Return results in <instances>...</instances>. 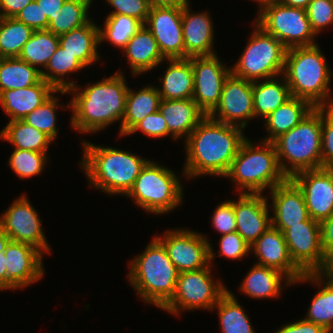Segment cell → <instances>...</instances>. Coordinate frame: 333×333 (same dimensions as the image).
<instances>
[{"instance_id": "6da1fadb", "label": "cell", "mask_w": 333, "mask_h": 333, "mask_svg": "<svg viewBox=\"0 0 333 333\" xmlns=\"http://www.w3.org/2000/svg\"><path fill=\"white\" fill-rule=\"evenodd\" d=\"M243 130L205 116L184 141V177L194 179L211 175L224 178L247 139Z\"/></svg>"}, {"instance_id": "7a4b0ae2", "label": "cell", "mask_w": 333, "mask_h": 333, "mask_svg": "<svg viewBox=\"0 0 333 333\" xmlns=\"http://www.w3.org/2000/svg\"><path fill=\"white\" fill-rule=\"evenodd\" d=\"M121 71L110 77L89 82L85 87L75 84L67 94H72L67 108L71 109L70 125L81 134H95L120 121L126 110V98L129 86Z\"/></svg>"}, {"instance_id": "3957f363", "label": "cell", "mask_w": 333, "mask_h": 333, "mask_svg": "<svg viewBox=\"0 0 333 333\" xmlns=\"http://www.w3.org/2000/svg\"><path fill=\"white\" fill-rule=\"evenodd\" d=\"M81 169L89 184L109 195H124L134 185L141 170L149 161L130 151L82 141Z\"/></svg>"}, {"instance_id": "277c9868", "label": "cell", "mask_w": 333, "mask_h": 333, "mask_svg": "<svg viewBox=\"0 0 333 333\" xmlns=\"http://www.w3.org/2000/svg\"><path fill=\"white\" fill-rule=\"evenodd\" d=\"M329 66L318 43L287 49L282 75L291 96L309 102L314 108L333 107Z\"/></svg>"}, {"instance_id": "5b68a950", "label": "cell", "mask_w": 333, "mask_h": 333, "mask_svg": "<svg viewBox=\"0 0 333 333\" xmlns=\"http://www.w3.org/2000/svg\"><path fill=\"white\" fill-rule=\"evenodd\" d=\"M145 247L144 252L128 261L127 279L144 303L162 309L175 293L179 271L155 236Z\"/></svg>"}, {"instance_id": "8992f818", "label": "cell", "mask_w": 333, "mask_h": 333, "mask_svg": "<svg viewBox=\"0 0 333 333\" xmlns=\"http://www.w3.org/2000/svg\"><path fill=\"white\" fill-rule=\"evenodd\" d=\"M256 144L247 138L224 176L236 185L237 193L264 194L287 179L273 142L260 140Z\"/></svg>"}, {"instance_id": "52a82bcc", "label": "cell", "mask_w": 333, "mask_h": 333, "mask_svg": "<svg viewBox=\"0 0 333 333\" xmlns=\"http://www.w3.org/2000/svg\"><path fill=\"white\" fill-rule=\"evenodd\" d=\"M273 144L279 167L287 178L305 170L322 168V108H313Z\"/></svg>"}, {"instance_id": "ba28073f", "label": "cell", "mask_w": 333, "mask_h": 333, "mask_svg": "<svg viewBox=\"0 0 333 333\" xmlns=\"http://www.w3.org/2000/svg\"><path fill=\"white\" fill-rule=\"evenodd\" d=\"M176 172L149 160L126 195L153 215H165L183 203V183Z\"/></svg>"}, {"instance_id": "9c48e42d", "label": "cell", "mask_w": 333, "mask_h": 333, "mask_svg": "<svg viewBox=\"0 0 333 333\" xmlns=\"http://www.w3.org/2000/svg\"><path fill=\"white\" fill-rule=\"evenodd\" d=\"M215 251L211 243L209 244L210 264L193 271L179 273L176 289L171 300L161 309L170 314L181 316V311H191L212 308L219 299L228 291V287L221 280L213 278L212 267L215 260Z\"/></svg>"}, {"instance_id": "30bf717a", "label": "cell", "mask_w": 333, "mask_h": 333, "mask_svg": "<svg viewBox=\"0 0 333 333\" xmlns=\"http://www.w3.org/2000/svg\"><path fill=\"white\" fill-rule=\"evenodd\" d=\"M252 24L255 29L247 40L241 57L231 68V73L250 82L281 76L287 48L254 22Z\"/></svg>"}, {"instance_id": "8fae6325", "label": "cell", "mask_w": 333, "mask_h": 333, "mask_svg": "<svg viewBox=\"0 0 333 333\" xmlns=\"http://www.w3.org/2000/svg\"><path fill=\"white\" fill-rule=\"evenodd\" d=\"M257 12L254 23L287 49L317 44L305 9L275 2Z\"/></svg>"}, {"instance_id": "7c38bea8", "label": "cell", "mask_w": 333, "mask_h": 333, "mask_svg": "<svg viewBox=\"0 0 333 333\" xmlns=\"http://www.w3.org/2000/svg\"><path fill=\"white\" fill-rule=\"evenodd\" d=\"M155 237L164 245L167 254L179 273L203 269L209 262L210 240L187 228L167 229L163 236Z\"/></svg>"}, {"instance_id": "4fadbf2b", "label": "cell", "mask_w": 333, "mask_h": 333, "mask_svg": "<svg viewBox=\"0 0 333 333\" xmlns=\"http://www.w3.org/2000/svg\"><path fill=\"white\" fill-rule=\"evenodd\" d=\"M39 217L26 194H22L0 216V228L12 241L29 244L43 254L50 253Z\"/></svg>"}, {"instance_id": "5bb4252c", "label": "cell", "mask_w": 333, "mask_h": 333, "mask_svg": "<svg viewBox=\"0 0 333 333\" xmlns=\"http://www.w3.org/2000/svg\"><path fill=\"white\" fill-rule=\"evenodd\" d=\"M283 235L292 261L304 273L323 271L327 257L321 245L320 222L309 217L304 222L290 225Z\"/></svg>"}, {"instance_id": "9a60e30c", "label": "cell", "mask_w": 333, "mask_h": 333, "mask_svg": "<svg viewBox=\"0 0 333 333\" xmlns=\"http://www.w3.org/2000/svg\"><path fill=\"white\" fill-rule=\"evenodd\" d=\"M220 60L217 54L190 58L194 79L192 99L206 116L218 105L224 81L231 73V67Z\"/></svg>"}, {"instance_id": "2e32d148", "label": "cell", "mask_w": 333, "mask_h": 333, "mask_svg": "<svg viewBox=\"0 0 333 333\" xmlns=\"http://www.w3.org/2000/svg\"><path fill=\"white\" fill-rule=\"evenodd\" d=\"M208 116L245 129L248 120L254 119L252 82L230 73L224 81L218 105Z\"/></svg>"}, {"instance_id": "e0dca14e", "label": "cell", "mask_w": 333, "mask_h": 333, "mask_svg": "<svg viewBox=\"0 0 333 333\" xmlns=\"http://www.w3.org/2000/svg\"><path fill=\"white\" fill-rule=\"evenodd\" d=\"M290 179L300 188L311 219L321 222L333 213V168L305 170Z\"/></svg>"}, {"instance_id": "ac0fdd59", "label": "cell", "mask_w": 333, "mask_h": 333, "mask_svg": "<svg viewBox=\"0 0 333 333\" xmlns=\"http://www.w3.org/2000/svg\"><path fill=\"white\" fill-rule=\"evenodd\" d=\"M182 8L151 7L145 22L165 59L184 58Z\"/></svg>"}, {"instance_id": "d6986e66", "label": "cell", "mask_w": 333, "mask_h": 333, "mask_svg": "<svg viewBox=\"0 0 333 333\" xmlns=\"http://www.w3.org/2000/svg\"><path fill=\"white\" fill-rule=\"evenodd\" d=\"M7 290L29 287L45 274L43 253L25 243L10 240L5 250Z\"/></svg>"}, {"instance_id": "ffe728a7", "label": "cell", "mask_w": 333, "mask_h": 333, "mask_svg": "<svg viewBox=\"0 0 333 333\" xmlns=\"http://www.w3.org/2000/svg\"><path fill=\"white\" fill-rule=\"evenodd\" d=\"M256 264L283 273L292 283L305 273L292 261L283 233L270 226L251 246Z\"/></svg>"}, {"instance_id": "44dd1931", "label": "cell", "mask_w": 333, "mask_h": 333, "mask_svg": "<svg viewBox=\"0 0 333 333\" xmlns=\"http://www.w3.org/2000/svg\"><path fill=\"white\" fill-rule=\"evenodd\" d=\"M238 194L234 200L236 232L251 246L271 226L269 201L265 194Z\"/></svg>"}, {"instance_id": "7402d4cb", "label": "cell", "mask_w": 333, "mask_h": 333, "mask_svg": "<svg viewBox=\"0 0 333 333\" xmlns=\"http://www.w3.org/2000/svg\"><path fill=\"white\" fill-rule=\"evenodd\" d=\"M272 210L271 226L282 233L290 227L309 218L307 206L300 188L287 178L269 191Z\"/></svg>"}, {"instance_id": "603a6c76", "label": "cell", "mask_w": 333, "mask_h": 333, "mask_svg": "<svg viewBox=\"0 0 333 333\" xmlns=\"http://www.w3.org/2000/svg\"><path fill=\"white\" fill-rule=\"evenodd\" d=\"M190 2L182 8L184 58L217 54L213 48L214 26L208 11L193 13Z\"/></svg>"}, {"instance_id": "cb8c5ba5", "label": "cell", "mask_w": 333, "mask_h": 333, "mask_svg": "<svg viewBox=\"0 0 333 333\" xmlns=\"http://www.w3.org/2000/svg\"><path fill=\"white\" fill-rule=\"evenodd\" d=\"M64 95L67 90H57L53 85L41 79L38 83L23 89L5 90L0 93V105L9 121L23 120L37 107H40L53 94Z\"/></svg>"}, {"instance_id": "d4e9b609", "label": "cell", "mask_w": 333, "mask_h": 333, "mask_svg": "<svg viewBox=\"0 0 333 333\" xmlns=\"http://www.w3.org/2000/svg\"><path fill=\"white\" fill-rule=\"evenodd\" d=\"M122 51L135 77L154 70L166 61L158 48L157 41L145 24L132 36Z\"/></svg>"}, {"instance_id": "484cf974", "label": "cell", "mask_w": 333, "mask_h": 333, "mask_svg": "<svg viewBox=\"0 0 333 333\" xmlns=\"http://www.w3.org/2000/svg\"><path fill=\"white\" fill-rule=\"evenodd\" d=\"M159 112L166 121L172 140H185L206 116L193 99H161Z\"/></svg>"}, {"instance_id": "4316f807", "label": "cell", "mask_w": 333, "mask_h": 333, "mask_svg": "<svg viewBox=\"0 0 333 333\" xmlns=\"http://www.w3.org/2000/svg\"><path fill=\"white\" fill-rule=\"evenodd\" d=\"M308 282L318 286V291L313 297L304 319L322 326L331 333L333 332V277L322 272L305 273L292 285Z\"/></svg>"}, {"instance_id": "83f0119b", "label": "cell", "mask_w": 333, "mask_h": 333, "mask_svg": "<svg viewBox=\"0 0 333 333\" xmlns=\"http://www.w3.org/2000/svg\"><path fill=\"white\" fill-rule=\"evenodd\" d=\"M290 285L292 282L283 273L255 263L242 280L239 291L254 299H275L284 286Z\"/></svg>"}, {"instance_id": "f1b7e54d", "label": "cell", "mask_w": 333, "mask_h": 333, "mask_svg": "<svg viewBox=\"0 0 333 333\" xmlns=\"http://www.w3.org/2000/svg\"><path fill=\"white\" fill-rule=\"evenodd\" d=\"M164 77H159L162 87H158L161 99L179 100L192 99L193 96V68L190 58L166 59Z\"/></svg>"}, {"instance_id": "f546056e", "label": "cell", "mask_w": 333, "mask_h": 333, "mask_svg": "<svg viewBox=\"0 0 333 333\" xmlns=\"http://www.w3.org/2000/svg\"><path fill=\"white\" fill-rule=\"evenodd\" d=\"M59 45L87 68L101 58L97 50L99 25L91 19L87 24L60 35Z\"/></svg>"}, {"instance_id": "4dcf8cb0", "label": "cell", "mask_w": 333, "mask_h": 333, "mask_svg": "<svg viewBox=\"0 0 333 333\" xmlns=\"http://www.w3.org/2000/svg\"><path fill=\"white\" fill-rule=\"evenodd\" d=\"M279 77L252 82L254 118L265 119L292 97L284 76Z\"/></svg>"}, {"instance_id": "1f68e13d", "label": "cell", "mask_w": 333, "mask_h": 333, "mask_svg": "<svg viewBox=\"0 0 333 333\" xmlns=\"http://www.w3.org/2000/svg\"><path fill=\"white\" fill-rule=\"evenodd\" d=\"M313 108L309 102L292 96L264 119L268 135L262 140L273 142L299 124Z\"/></svg>"}, {"instance_id": "d6a6232c", "label": "cell", "mask_w": 333, "mask_h": 333, "mask_svg": "<svg viewBox=\"0 0 333 333\" xmlns=\"http://www.w3.org/2000/svg\"><path fill=\"white\" fill-rule=\"evenodd\" d=\"M161 101L156 86L145 85L139 91L128 89L126 110L121 122V137L126 134L149 114L159 110Z\"/></svg>"}, {"instance_id": "836d02e7", "label": "cell", "mask_w": 333, "mask_h": 333, "mask_svg": "<svg viewBox=\"0 0 333 333\" xmlns=\"http://www.w3.org/2000/svg\"><path fill=\"white\" fill-rule=\"evenodd\" d=\"M0 140L7 141L17 149L41 153H47L53 142L43 132L23 120L8 121L0 132Z\"/></svg>"}, {"instance_id": "e575fe53", "label": "cell", "mask_w": 333, "mask_h": 333, "mask_svg": "<svg viewBox=\"0 0 333 333\" xmlns=\"http://www.w3.org/2000/svg\"><path fill=\"white\" fill-rule=\"evenodd\" d=\"M41 79V71L18 57L0 58V93L30 87Z\"/></svg>"}, {"instance_id": "d590c367", "label": "cell", "mask_w": 333, "mask_h": 333, "mask_svg": "<svg viewBox=\"0 0 333 333\" xmlns=\"http://www.w3.org/2000/svg\"><path fill=\"white\" fill-rule=\"evenodd\" d=\"M86 67L60 45L50 57L46 67L41 70L42 79L53 85L57 90H68L76 83L66 81V75L79 72Z\"/></svg>"}, {"instance_id": "8d00e7d4", "label": "cell", "mask_w": 333, "mask_h": 333, "mask_svg": "<svg viewBox=\"0 0 333 333\" xmlns=\"http://www.w3.org/2000/svg\"><path fill=\"white\" fill-rule=\"evenodd\" d=\"M214 309L218 310L221 333H255L246 311L229 289L212 308Z\"/></svg>"}, {"instance_id": "74e56055", "label": "cell", "mask_w": 333, "mask_h": 333, "mask_svg": "<svg viewBox=\"0 0 333 333\" xmlns=\"http://www.w3.org/2000/svg\"><path fill=\"white\" fill-rule=\"evenodd\" d=\"M93 0H65L60 11L49 22L47 30L60 36L87 24Z\"/></svg>"}, {"instance_id": "f35d334b", "label": "cell", "mask_w": 333, "mask_h": 333, "mask_svg": "<svg viewBox=\"0 0 333 333\" xmlns=\"http://www.w3.org/2000/svg\"><path fill=\"white\" fill-rule=\"evenodd\" d=\"M58 46L59 36L48 30L34 31L31 38L23 45L18 58L41 71L46 67Z\"/></svg>"}, {"instance_id": "ab89813d", "label": "cell", "mask_w": 333, "mask_h": 333, "mask_svg": "<svg viewBox=\"0 0 333 333\" xmlns=\"http://www.w3.org/2000/svg\"><path fill=\"white\" fill-rule=\"evenodd\" d=\"M34 30L15 17H0V58L18 57Z\"/></svg>"}, {"instance_id": "60d3db41", "label": "cell", "mask_w": 333, "mask_h": 333, "mask_svg": "<svg viewBox=\"0 0 333 333\" xmlns=\"http://www.w3.org/2000/svg\"><path fill=\"white\" fill-rule=\"evenodd\" d=\"M142 24L126 15H107L104 26H99V44L109 41L117 48L123 49Z\"/></svg>"}, {"instance_id": "b9f144b4", "label": "cell", "mask_w": 333, "mask_h": 333, "mask_svg": "<svg viewBox=\"0 0 333 333\" xmlns=\"http://www.w3.org/2000/svg\"><path fill=\"white\" fill-rule=\"evenodd\" d=\"M58 98V96L53 94L40 107H37L23 118L25 123L43 132L52 141H55L58 136L56 109L59 106L66 109V106H63V104H58Z\"/></svg>"}, {"instance_id": "7bdbcfd3", "label": "cell", "mask_w": 333, "mask_h": 333, "mask_svg": "<svg viewBox=\"0 0 333 333\" xmlns=\"http://www.w3.org/2000/svg\"><path fill=\"white\" fill-rule=\"evenodd\" d=\"M48 154L14 148L9 157V167L20 178L38 176L48 163Z\"/></svg>"}, {"instance_id": "ee69618b", "label": "cell", "mask_w": 333, "mask_h": 333, "mask_svg": "<svg viewBox=\"0 0 333 333\" xmlns=\"http://www.w3.org/2000/svg\"><path fill=\"white\" fill-rule=\"evenodd\" d=\"M305 10L316 36L333 25V0H312Z\"/></svg>"}, {"instance_id": "f6af8a7d", "label": "cell", "mask_w": 333, "mask_h": 333, "mask_svg": "<svg viewBox=\"0 0 333 333\" xmlns=\"http://www.w3.org/2000/svg\"><path fill=\"white\" fill-rule=\"evenodd\" d=\"M114 8L108 15H126L145 24L150 11L148 0H105Z\"/></svg>"}, {"instance_id": "bcb514c9", "label": "cell", "mask_w": 333, "mask_h": 333, "mask_svg": "<svg viewBox=\"0 0 333 333\" xmlns=\"http://www.w3.org/2000/svg\"><path fill=\"white\" fill-rule=\"evenodd\" d=\"M219 257L239 260L250 254V245L238 232L223 234L219 239Z\"/></svg>"}, {"instance_id": "7dc6e473", "label": "cell", "mask_w": 333, "mask_h": 333, "mask_svg": "<svg viewBox=\"0 0 333 333\" xmlns=\"http://www.w3.org/2000/svg\"><path fill=\"white\" fill-rule=\"evenodd\" d=\"M322 168H333V107L322 108Z\"/></svg>"}, {"instance_id": "c3c4849f", "label": "cell", "mask_w": 333, "mask_h": 333, "mask_svg": "<svg viewBox=\"0 0 333 333\" xmlns=\"http://www.w3.org/2000/svg\"><path fill=\"white\" fill-rule=\"evenodd\" d=\"M211 217L212 226L221 235L236 232L234 200L219 203Z\"/></svg>"}, {"instance_id": "681fc988", "label": "cell", "mask_w": 333, "mask_h": 333, "mask_svg": "<svg viewBox=\"0 0 333 333\" xmlns=\"http://www.w3.org/2000/svg\"><path fill=\"white\" fill-rule=\"evenodd\" d=\"M137 131H141L145 136L151 138H162L165 136H169V130L166 121L159 112V110L155 113L149 114L142 121L137 123L126 134V136L133 135Z\"/></svg>"}, {"instance_id": "f907efd6", "label": "cell", "mask_w": 333, "mask_h": 333, "mask_svg": "<svg viewBox=\"0 0 333 333\" xmlns=\"http://www.w3.org/2000/svg\"><path fill=\"white\" fill-rule=\"evenodd\" d=\"M15 18L25 23L34 31L47 30L49 24L48 18L43 16L41 6L35 0L24 7Z\"/></svg>"}, {"instance_id": "816d5d0a", "label": "cell", "mask_w": 333, "mask_h": 333, "mask_svg": "<svg viewBox=\"0 0 333 333\" xmlns=\"http://www.w3.org/2000/svg\"><path fill=\"white\" fill-rule=\"evenodd\" d=\"M273 333H329L322 326L309 322L304 318L293 323H288Z\"/></svg>"}, {"instance_id": "f5cc1de1", "label": "cell", "mask_w": 333, "mask_h": 333, "mask_svg": "<svg viewBox=\"0 0 333 333\" xmlns=\"http://www.w3.org/2000/svg\"><path fill=\"white\" fill-rule=\"evenodd\" d=\"M320 228L322 249L328 257L333 252V213L320 222Z\"/></svg>"}, {"instance_id": "db71d44e", "label": "cell", "mask_w": 333, "mask_h": 333, "mask_svg": "<svg viewBox=\"0 0 333 333\" xmlns=\"http://www.w3.org/2000/svg\"><path fill=\"white\" fill-rule=\"evenodd\" d=\"M34 0H0V17H16V15Z\"/></svg>"}, {"instance_id": "11a10c76", "label": "cell", "mask_w": 333, "mask_h": 333, "mask_svg": "<svg viewBox=\"0 0 333 333\" xmlns=\"http://www.w3.org/2000/svg\"><path fill=\"white\" fill-rule=\"evenodd\" d=\"M39 6H41V10L43 11V16L48 18V22H50L54 16L60 11L65 0H35Z\"/></svg>"}, {"instance_id": "9f6ffc18", "label": "cell", "mask_w": 333, "mask_h": 333, "mask_svg": "<svg viewBox=\"0 0 333 333\" xmlns=\"http://www.w3.org/2000/svg\"><path fill=\"white\" fill-rule=\"evenodd\" d=\"M150 7L184 6L189 0H148Z\"/></svg>"}, {"instance_id": "6f0895ef", "label": "cell", "mask_w": 333, "mask_h": 333, "mask_svg": "<svg viewBox=\"0 0 333 333\" xmlns=\"http://www.w3.org/2000/svg\"><path fill=\"white\" fill-rule=\"evenodd\" d=\"M4 252L0 253V291L7 290V271Z\"/></svg>"}, {"instance_id": "680465c9", "label": "cell", "mask_w": 333, "mask_h": 333, "mask_svg": "<svg viewBox=\"0 0 333 333\" xmlns=\"http://www.w3.org/2000/svg\"><path fill=\"white\" fill-rule=\"evenodd\" d=\"M312 0H279L285 6L306 9Z\"/></svg>"}, {"instance_id": "91938a15", "label": "cell", "mask_w": 333, "mask_h": 333, "mask_svg": "<svg viewBox=\"0 0 333 333\" xmlns=\"http://www.w3.org/2000/svg\"><path fill=\"white\" fill-rule=\"evenodd\" d=\"M322 273L333 277V252L327 257V262Z\"/></svg>"}, {"instance_id": "94428289", "label": "cell", "mask_w": 333, "mask_h": 333, "mask_svg": "<svg viewBox=\"0 0 333 333\" xmlns=\"http://www.w3.org/2000/svg\"><path fill=\"white\" fill-rule=\"evenodd\" d=\"M10 240V237L0 228V253L4 252Z\"/></svg>"}, {"instance_id": "6125c7cd", "label": "cell", "mask_w": 333, "mask_h": 333, "mask_svg": "<svg viewBox=\"0 0 333 333\" xmlns=\"http://www.w3.org/2000/svg\"><path fill=\"white\" fill-rule=\"evenodd\" d=\"M253 1V0H252ZM254 2L258 3V9L260 10L262 7L269 5V4H273L275 2H279V0H254Z\"/></svg>"}]
</instances>
